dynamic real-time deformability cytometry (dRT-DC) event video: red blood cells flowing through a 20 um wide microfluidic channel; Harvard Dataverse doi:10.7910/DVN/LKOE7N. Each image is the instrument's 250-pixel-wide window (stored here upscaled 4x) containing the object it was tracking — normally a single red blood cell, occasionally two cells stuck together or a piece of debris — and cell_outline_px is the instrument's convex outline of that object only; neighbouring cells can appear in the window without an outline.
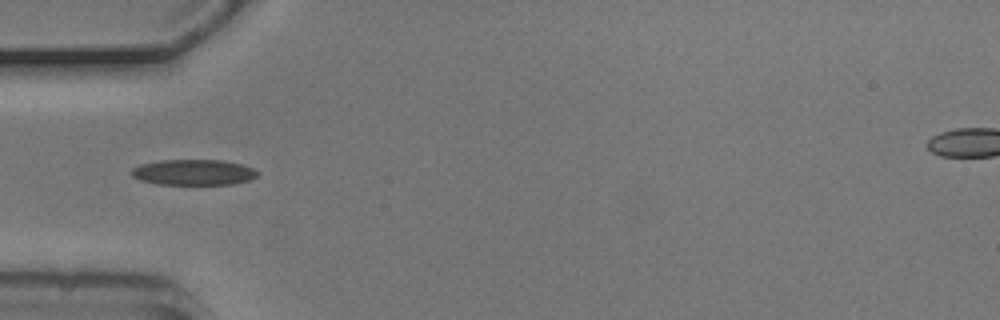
{"species": "common noctule bat (a hibernating species)", "species_latin": "Nyctalus noctula", "temperature_condition": "cold", "stored_images_in_passage": 8, "segment_of_instrument_passage": [2, 2], "camera_frame_rate_fps": 3000, "um_per_image_px": 0.085, "animal": {"sex": "male", "body_mass_g": 20.5, "forearm_length_mm": 52.5}, "frame": {"image": 1, "passage_image": 5, "time_ms": 1.333, "image_size_px": [1000, 320], "cell_outline_px": [[260, 172], [256, 176], [248, 180], [232, 184], [156, 184], [140, 180], [132, 176], [132, 168], [140, 164], [160, 160], [224, 160], [244, 164]], "centroid_in_image_um": [16.46, 14.63], "position_along_channel_um": 68.5, "area_um2": 18.9}}